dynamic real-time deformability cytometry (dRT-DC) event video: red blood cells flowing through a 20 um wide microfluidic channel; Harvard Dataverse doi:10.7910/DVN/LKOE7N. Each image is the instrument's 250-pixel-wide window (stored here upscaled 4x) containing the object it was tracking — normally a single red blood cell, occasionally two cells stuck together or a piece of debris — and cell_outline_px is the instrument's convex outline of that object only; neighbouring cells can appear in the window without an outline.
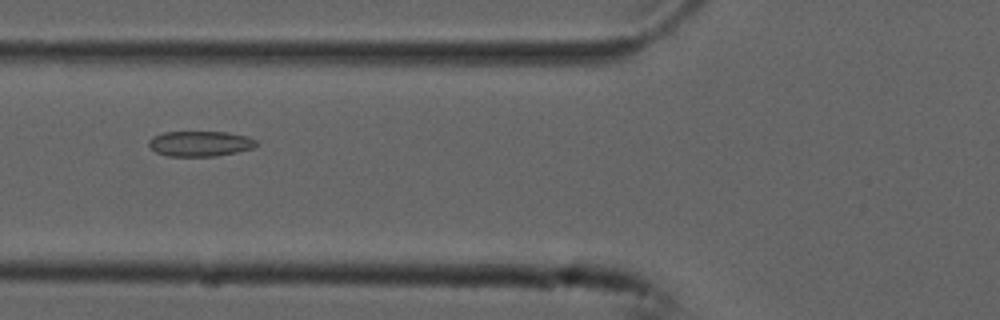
{"species": "common noctule bat (a hibernating species)", "species_latin": "Nyctalus noctula", "temperature_condition": "cold", "stored_images_in_passage": 55, "camera_frame_rate_fps": 3000, "um_per_image_px": 0.085, "animal": {"sex": "male", "forearm_length_mm": 52.5}, "frame": {"image": 1, "passage_image": 21, "time_ms": 6.667, "image_size_px": [1000, 320], "cell_outline_px": [[260, 144], [256, 148], [216, 156], [168, 156], [156, 152], [148, 148], [148, 140], [152, 136], [164, 132], [228, 132], [248, 136], [256, 140]], "centroid_in_image_um": [17.02, 12.21], "position_along_channel_um": 108.8, "area_um2": 16.18}}
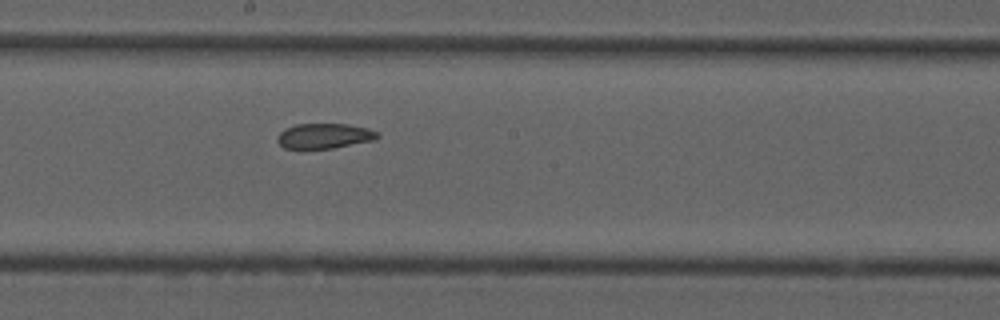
{"frame": {"image": 2, "passage_image": 30, "time_ms": 9.667, "image_size_px": [1000, 320], "cell_outline_px": [[380, 136], [376, 140], [332, 148], [284, 148], [276, 140], [276, 136], [280, 132], [296, 124], [348, 124], [368, 128], [376, 132]], "centroid_in_image_um": [27.58, 11.55], "position_along_channel_um": 220.6, "area_um2": 14.57}}
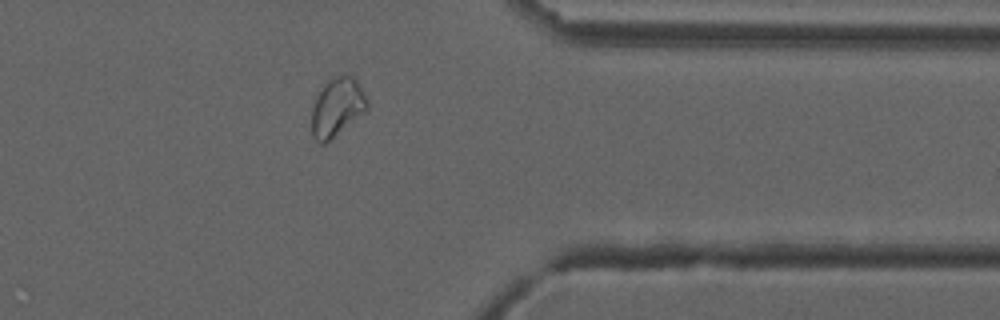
{"frame": {"image": 3, "passage_image": 44, "time_ms": 14.333, "image_size_px": [1000, 320], "cell_outline_px": [[368, 112], [324, 144], [320, 144], [312, 136], [312, 108], [316, 96], [324, 84], [328, 80], [336, 76], [352, 76], [356, 80], [364, 92], [368, 100]], "centroid_in_image_um": [28.68, 9.14], "position_along_channel_um": 382.7, "area_um2": 19.13}, "authors_computed_cell_mechanics": {"area_um2": 18.0914, "velocity_mm_per_s": 3.727, "shape_relaxation_time_tau1_ms": null, "shape_relaxation_time_tau2_ms": 1.7058, "deformation_change_tau1": null, "deformation_change_tau2": 0.0473}}